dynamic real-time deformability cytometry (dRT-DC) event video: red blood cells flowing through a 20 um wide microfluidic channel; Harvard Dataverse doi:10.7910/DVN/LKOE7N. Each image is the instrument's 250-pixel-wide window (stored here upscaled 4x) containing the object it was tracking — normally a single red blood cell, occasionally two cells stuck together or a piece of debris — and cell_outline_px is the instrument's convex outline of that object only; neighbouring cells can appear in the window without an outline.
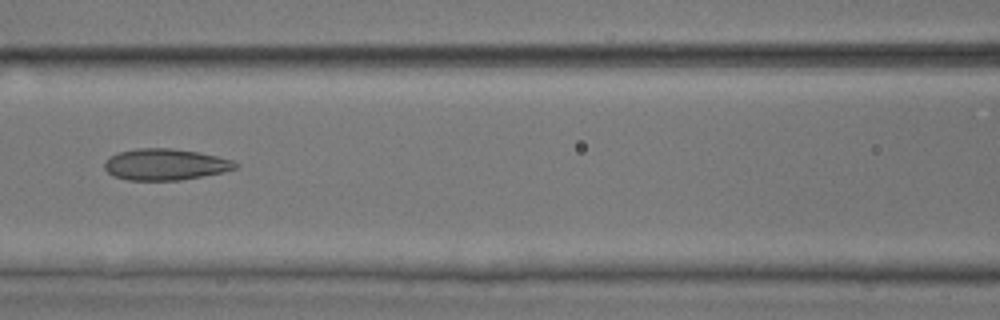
{"species": "common noctule bat (a hibernating species)", "species_latin": "Nyctalus noctula", "temperature_condition": "room temperature", "stored_images_in_passage": 5, "camera_frame_rate_fps": 3000, "um_per_image_px": 0.085, "animal": {"sex": "male", "body_mass_g": 17.9, "forearm_length_mm": 54.2}, "frame": {"image": 1, "passage_image": 5, "time_ms": 4.667, "image_size_px": [1000, 320], "cell_outline_px": [[240, 164], [236, 168], [224, 172], [180, 180], [128, 180], [112, 176], [104, 168], [104, 164], [112, 156], [120, 152], [136, 148], [172, 148], [200, 152], [232, 160]], "centroid_in_image_um": [14.08, 13.98], "position_along_channel_um": 152.5, "area_um2": 23.87}}